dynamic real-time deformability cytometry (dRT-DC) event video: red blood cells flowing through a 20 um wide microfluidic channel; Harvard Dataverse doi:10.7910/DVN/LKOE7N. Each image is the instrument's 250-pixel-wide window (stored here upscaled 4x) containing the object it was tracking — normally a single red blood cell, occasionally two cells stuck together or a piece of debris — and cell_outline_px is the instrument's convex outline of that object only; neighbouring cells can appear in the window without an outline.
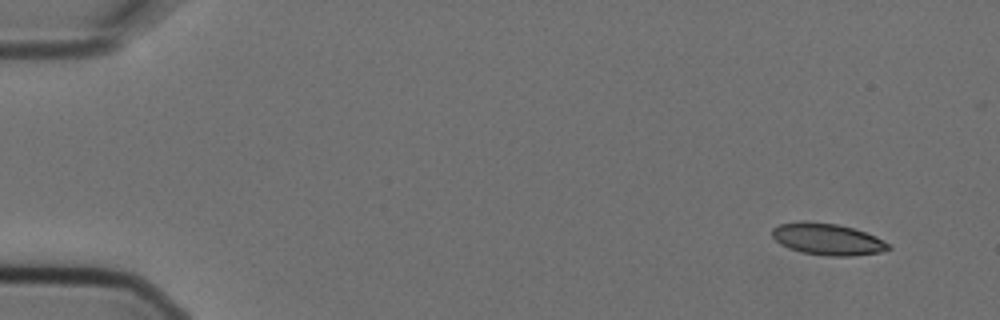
{"species": "Egyptian fruit bat (a non-hibernating species)", "species_latin": "Rousettus aegyptiacus", "temperature_condition": "cold", "stored_images_in_passage": 8, "camera_frame_rate_fps": 3000, "um_per_image_px": 0.085, "animal": {"sex": "female"}, "frame": {"image": 1, "passage_image": 1, "time_ms": 0.0, "image_size_px": [1000, 320], "cell_outline_px": [[892, 248], [880, 252], [852, 256], [828, 256], [800, 252], [788, 248], [780, 244], [772, 236], [772, 228], [780, 224], [800, 220], [804, 220], [836, 224], [852, 228], [876, 236], [892, 244]], "centroid_in_image_um": [70.33, 20.33], "position_along_channel_um": 14.7, "area_um2": 21.68}}
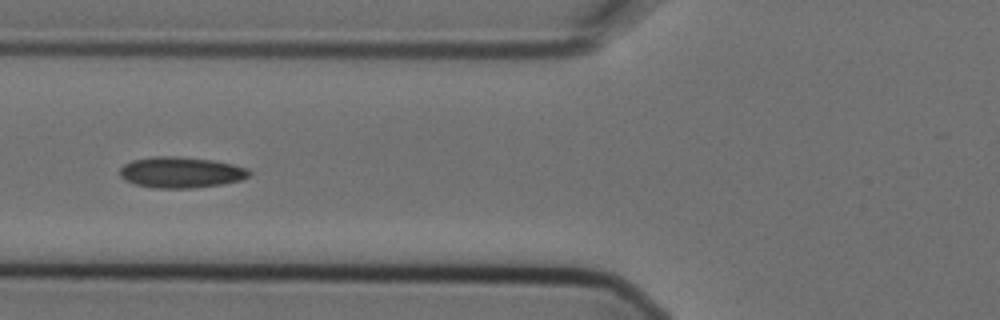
{"frame": {"image": 2, "passage_image": 6, "time_ms": 1.667, "image_size_px": [1000, 320], "cell_outline_px": [[252, 172], [248, 176], [240, 180], [220, 184], [192, 188], [156, 188], [136, 184], [124, 180], [120, 176], [120, 168], [124, 164], [132, 160], [156, 156], [176, 156], [212, 160], [232, 164], [248, 168]], "centroid_in_image_um": [15.36, 14.64], "position_along_channel_um": 110.4, "area_um2": 23.24}}
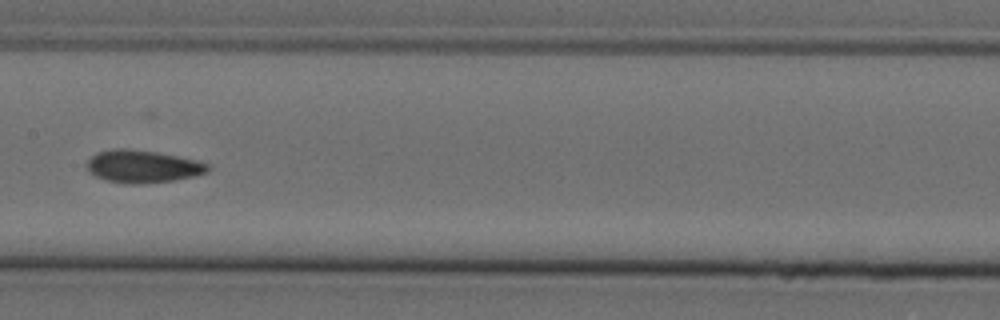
{"frame": {"image": 3, "passage_image": 8, "time_ms": 2.333, "image_size_px": [1000, 320], "cell_outline_px": [[208, 172], [192, 176], [172, 180], [140, 184], [124, 184], [104, 180], [88, 172], [88, 160], [96, 152], [112, 148], [128, 148], [156, 152], [196, 160], [208, 164]], "centroid_in_image_um": [12.07, 14.14], "position_along_channel_um": 195.3, "area_um2": 22.89}}